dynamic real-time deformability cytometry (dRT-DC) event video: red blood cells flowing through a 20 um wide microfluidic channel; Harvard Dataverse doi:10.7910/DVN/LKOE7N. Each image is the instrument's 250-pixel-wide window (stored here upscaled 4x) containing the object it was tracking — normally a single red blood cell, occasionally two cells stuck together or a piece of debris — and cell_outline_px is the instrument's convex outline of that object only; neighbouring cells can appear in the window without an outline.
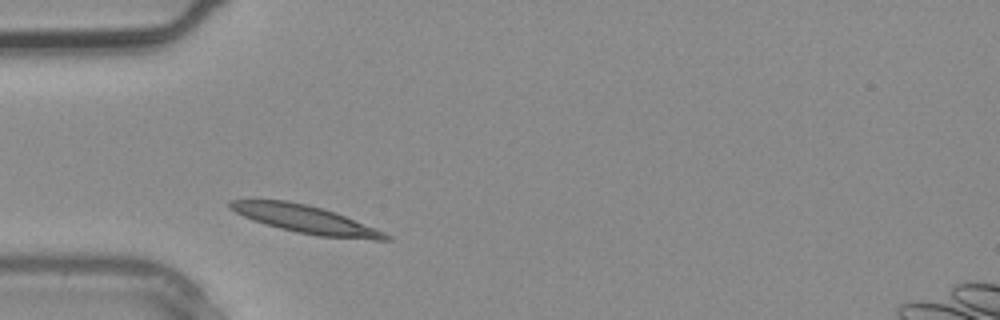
{"species": "common noctule bat (a hibernating species)", "species_latin": "Nyctalus noctula", "temperature_condition": "warm", "stored_images_in_passage": 2, "camera_frame_rate_fps": 3000, "um_per_image_px": 0.085, "animal": {"sex": "male", "body_mass_g": 20.4}, "frame": {"image": 1, "passage_image": 1, "time_ms": 0.0, "image_size_px": [1000, 320], "cell_outline_px": [[392, 240], [372, 240], [320, 236], [296, 232], [280, 228], [252, 220], [228, 208], [228, 200], [248, 196], [252, 196], [288, 200], [308, 204], [324, 208], [336, 212], [376, 228], [392, 236]], "centroid_in_image_um": [25.86, 18.58], "position_along_channel_um": 59.1, "area_um2": 26.3}}